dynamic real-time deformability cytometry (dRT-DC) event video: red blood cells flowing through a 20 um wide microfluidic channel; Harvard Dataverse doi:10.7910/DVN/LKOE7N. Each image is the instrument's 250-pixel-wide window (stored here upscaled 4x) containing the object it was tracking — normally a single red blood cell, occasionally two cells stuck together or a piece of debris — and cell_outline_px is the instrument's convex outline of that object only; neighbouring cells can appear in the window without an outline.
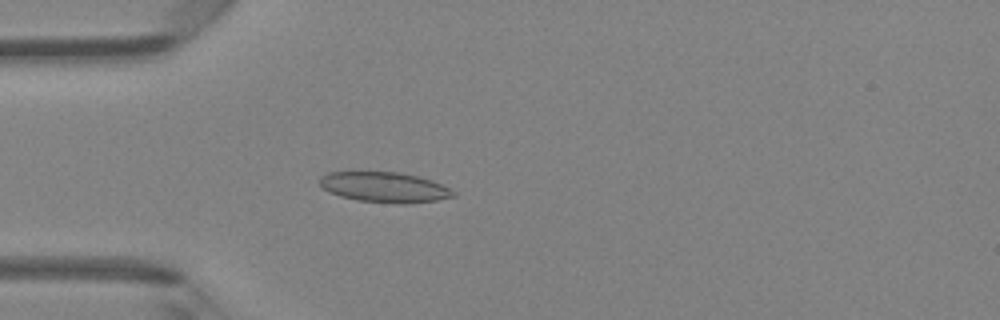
{"species": "Egyptian fruit bat (a non-hibernating species)", "species_latin": "Rousettus aegyptiacus", "temperature_condition": "room temperature", "stored_images_in_passage": 48, "camera_frame_rate_fps": 3000, "um_per_image_px": 0.085, "animal": {"sex": "female"}, "frame": {"image": 1, "passage_image": 14, "time_ms": 4.333, "image_size_px": [1000, 320], "cell_outline_px": [[456, 196], [436, 200], [408, 204], [400, 204], [356, 200], [340, 196], [328, 192], [320, 184], [320, 176], [328, 172], [400, 172], [432, 180], [456, 192]], "centroid_in_image_um": [32.68, 15.92], "position_along_channel_um": 52.3, "area_um2": 23.58}}
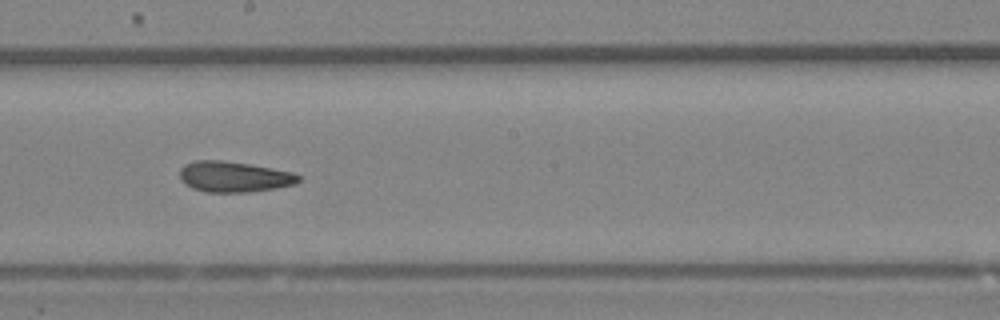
{"frame": {"image": 2, "passage_image": 27, "time_ms": 8.667, "image_size_px": [1000, 320], "cell_outline_px": [[300, 180], [296, 184], [276, 188], [248, 192], [204, 192], [192, 188], [184, 184], [180, 180], [180, 168], [184, 164], [196, 160], [220, 160], [248, 164], [272, 168], [292, 172], [300, 176]], "centroid_in_image_um": [19.86, 15.03], "position_along_channel_um": 228.3, "area_um2": 21.33}}
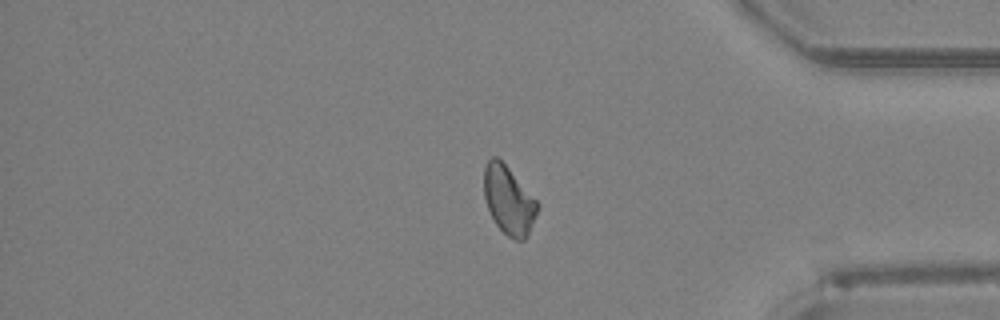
{"frame": {"image": 3, "passage_image": 40, "time_ms": 13.0, "image_size_px": [1000, 320], "cell_outline_px": [[540, 204], [528, 232], [524, 240], [516, 240], [508, 236], [496, 224], [488, 208], [484, 196], [484, 168], [488, 160], [492, 156], [496, 156], [508, 168]], "centroid_in_image_um": [43.22, 17.0], "position_along_channel_um": 392.0, "area_um2": 20.75}, "authors_computed_cell_mechanics": {"area_um2": 21.7039, "velocity_mm_per_s": 4.2781, "shape_relaxation_time_tau1_ms": null, "shape_relaxation_time_tau2_ms": 2.6114, "deformation_change_tau1": null, "deformation_change_tau2": 0.0994}}